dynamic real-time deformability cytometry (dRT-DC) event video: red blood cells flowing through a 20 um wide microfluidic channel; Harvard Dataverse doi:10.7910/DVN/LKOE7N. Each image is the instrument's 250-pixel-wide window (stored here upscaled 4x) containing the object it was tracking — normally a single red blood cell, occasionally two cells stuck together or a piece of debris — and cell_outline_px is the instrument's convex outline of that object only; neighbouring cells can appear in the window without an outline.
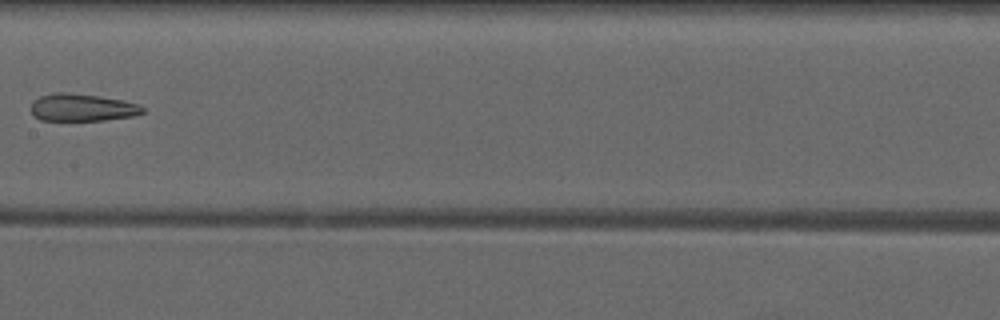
{"species": "common noctule bat (a hibernating species)", "species_latin": "Nyctalus noctula", "temperature_condition": "warm", "stored_images_in_passage": 7, "camera_frame_rate_fps": 3000, "um_per_image_px": 0.085, "animal": {"sex": "male", "forearm_length_mm": 52.5}, "frame": {"image": 1, "passage_image": 7, "time_ms": 8.0, "image_size_px": [1000, 320], "cell_outline_px": [[144, 112], [132, 116], [104, 120], [40, 120], [32, 112], [32, 100], [40, 96], [56, 92], [68, 92], [124, 100], [140, 104], [144, 108]], "centroid_in_image_um": [6.99, 9.13], "position_along_channel_um": 200.4, "area_um2": 17.74}}